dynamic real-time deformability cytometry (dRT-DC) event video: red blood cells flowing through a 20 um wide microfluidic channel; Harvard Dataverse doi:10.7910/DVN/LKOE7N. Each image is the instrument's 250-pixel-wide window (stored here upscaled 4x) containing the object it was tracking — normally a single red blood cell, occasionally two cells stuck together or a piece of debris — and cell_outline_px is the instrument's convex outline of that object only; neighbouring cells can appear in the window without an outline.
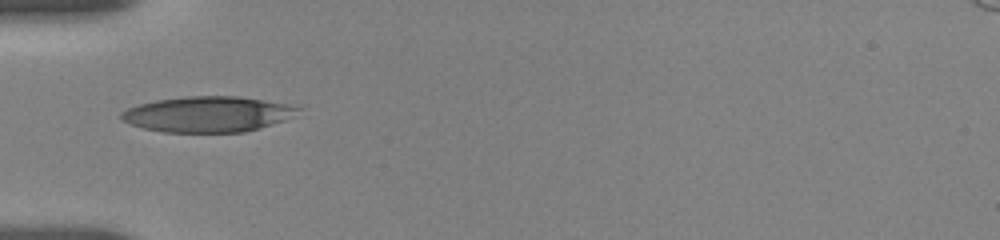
{"species": "human", "species_latin": "Homo sapiens", "temperature_condition": "room temperature", "stored_images_in_passage": 36, "camera_frame_rate_fps": 3000, "um_per_image_px": 0.085, "donor": {"sex": "female"}, "frame": {"image": 1, "passage_image": 1, "time_ms": 0.0, "image_size_px": [1000, 240], "cell_outline_px": [[304, 108], [284, 120], [260, 128], [244, 132], [164, 132], [144, 128], [120, 120], [120, 112], [128, 108], [140, 104], [156, 100], [184, 96], [236, 96], [264, 100], [288, 104]], "centroid_in_image_um": [17.65, 9.7], "position_along_channel_um": 67.4, "area_um2": 36.59}}
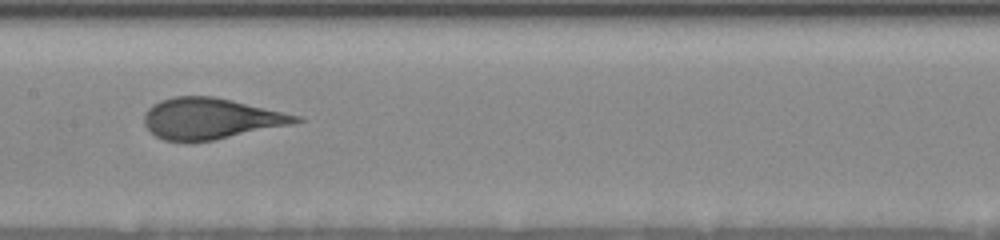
{"frame": {"image": 2, "passage_image": 16, "time_ms": 3.333, "image_size_px": [1000, 240], "cell_outline_px": [[304, 120], [292, 124], [212, 140], [164, 140], [156, 136], [144, 124], [144, 112], [152, 104], [160, 100], [176, 96], [212, 96], [232, 100], [304, 116]], "centroid_in_image_um": [17.93, 10.05], "position_along_channel_um": 189.5, "area_um2": 35.89}}
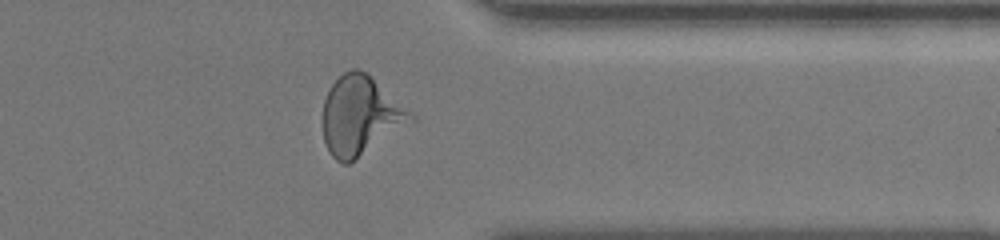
{"frame": {"image": 3, "passage_image": 29, "time_ms": 8.667, "image_size_px": [1000, 240], "cell_outline_px": [[416, 120], [356, 160], [348, 164], [344, 164], [336, 160], [328, 152], [324, 140], [324, 100], [332, 84], [344, 72], [352, 68], [356, 68], [364, 72], [416, 116]], "centroid_in_image_um": [30.64, 9.88], "position_along_channel_um": 380.8, "area_um2": 39.94}, "authors_computed_cell_mechanics": {"area_um2": 36.414, "velocity_mm_per_s": 3.6735, "shape_relaxation_time_tau1_ms": 3.9574, "shape_relaxation_time_tau2_ms": 0.822, "deformation_change_tau1": 0.1697, "deformation_change_tau2": 0.0779}}